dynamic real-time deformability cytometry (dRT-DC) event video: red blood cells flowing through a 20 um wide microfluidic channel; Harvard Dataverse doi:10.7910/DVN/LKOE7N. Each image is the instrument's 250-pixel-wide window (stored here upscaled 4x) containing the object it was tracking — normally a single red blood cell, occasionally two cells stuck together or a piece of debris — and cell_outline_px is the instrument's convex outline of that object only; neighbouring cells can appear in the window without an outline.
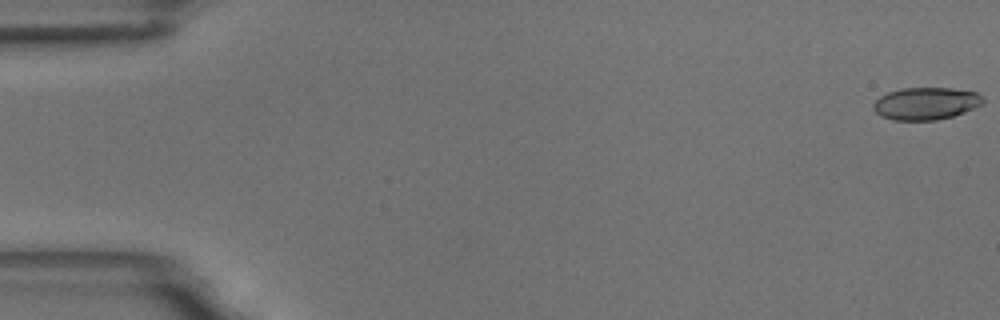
{"species": "common noctule bat (a hibernating species)", "species_latin": "Nyctalus noctula", "temperature_condition": "room temperature", "stored_images_in_passage": 56, "camera_frame_rate_fps": 3000, "um_per_image_px": 0.085, "animal": {"sex": "male", "body_mass_g": 18.8}, "frame": {"image": 1, "passage_image": 1, "time_ms": 0.0, "image_size_px": [1000, 320], "cell_outline_px": [[984, 100], [980, 104], [964, 112], [952, 116], [936, 120], [892, 120], [880, 116], [872, 108], [872, 104], [880, 96], [888, 92], [900, 88], [952, 88], [976, 92]], "centroid_in_image_um": [78.64, 8.79], "position_along_channel_um": 6.4, "area_um2": 20.58}}
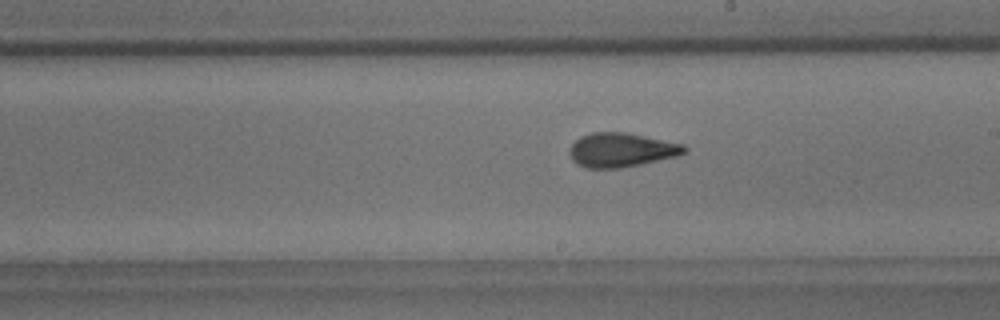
{"frame": {"image": 2, "passage_image": 32, "time_ms": 10.333, "image_size_px": [1000, 320], "cell_outline_px": [[688, 148], [684, 152], [676, 156], [640, 164], [620, 168], [584, 168], [576, 164], [572, 160], [568, 152], [568, 148], [580, 136], [592, 132], [624, 132], [684, 144]], "centroid_in_image_um": [52.75, 12.75], "position_along_channel_um": 236.2, "area_um2": 22.83}}
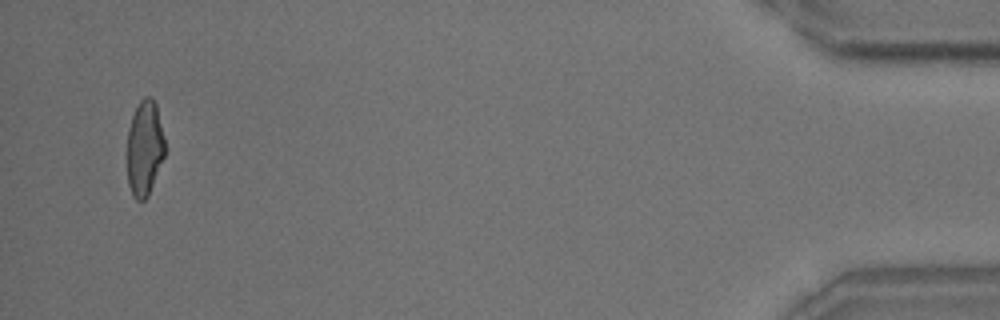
{"frame": {"image": 3, "passage_image": 54, "time_ms": 17.667, "image_size_px": [1000, 320], "cell_outline_px": [[164, 156], [148, 196], [144, 200], [136, 200], [132, 196], [128, 184], [128, 128], [132, 116], [140, 100], [144, 96], [152, 96], [156, 104], [164, 136]], "centroid_in_image_um": [12.29, 12.58], "position_along_channel_um": 422.9, "area_um2": 20.87}, "authors_computed_cell_mechanics": {"area_um2": 22.0218, "velocity_mm_per_s": 3.6561, "shape_relaxation_time_tau1_ms": 8.4474, "shape_relaxation_time_tau2_ms": 1.5042, "deformation_change_tau1": 0.2242, "deformation_change_tau2": 0.0924}}